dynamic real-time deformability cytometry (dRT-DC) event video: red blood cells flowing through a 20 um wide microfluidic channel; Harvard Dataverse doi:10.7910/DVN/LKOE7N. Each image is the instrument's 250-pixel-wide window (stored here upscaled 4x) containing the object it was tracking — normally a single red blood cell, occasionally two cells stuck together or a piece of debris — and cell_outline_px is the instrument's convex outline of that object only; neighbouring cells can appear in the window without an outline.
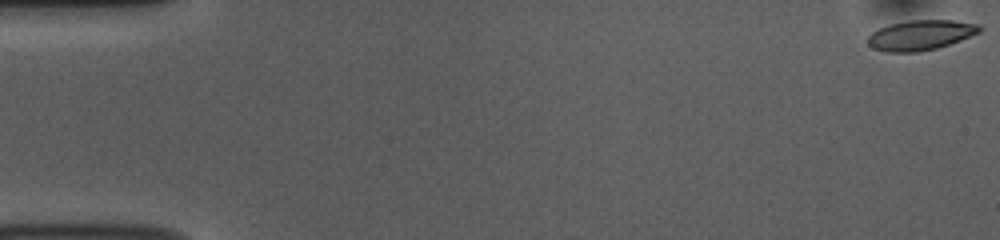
{"species": "common noctule bat (a hibernating species)", "species_latin": "Nyctalus noctula", "temperature_condition": "room temperature", "stored_images_in_passage": 54, "camera_frame_rate_fps": 3000, "um_per_image_px": 0.085, "animal": {"sex": "female", "body_mass_g": 10.0, "forearm_length_mm": 53.1}, "frame": {"image": 1, "passage_image": 1, "time_ms": 0.0, "image_size_px": [1000, 240], "cell_outline_px": [[984, 28], [980, 32], [960, 40], [936, 48], [920, 52], [884, 52], [872, 48], [868, 44], [868, 36], [872, 32], [888, 24], [908, 20], [952, 20], [976, 24]], "centroid_in_image_um": [78.22, 2.98], "position_along_channel_um": 6.8, "area_um2": 19.59}}
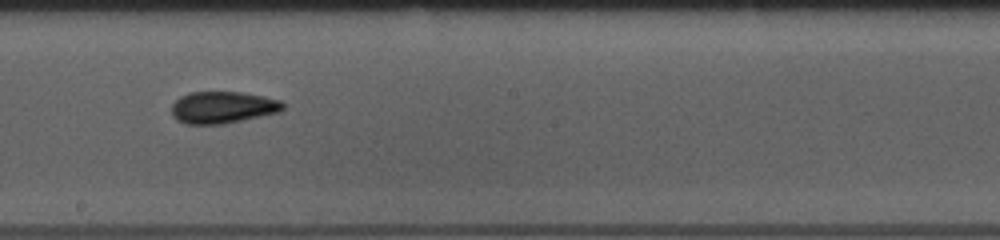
{"frame": {"image": 2, "passage_image": 30, "time_ms": 9.667, "image_size_px": [1000, 240], "cell_outline_px": [[284, 108], [280, 112], [224, 124], [184, 124], [176, 120], [172, 116], [172, 104], [180, 96], [192, 92], [240, 92], [264, 96], [280, 100], [284, 104]], "centroid_in_image_um": [18.92, 9.13], "position_along_channel_um": 229.3, "area_um2": 20.81}}
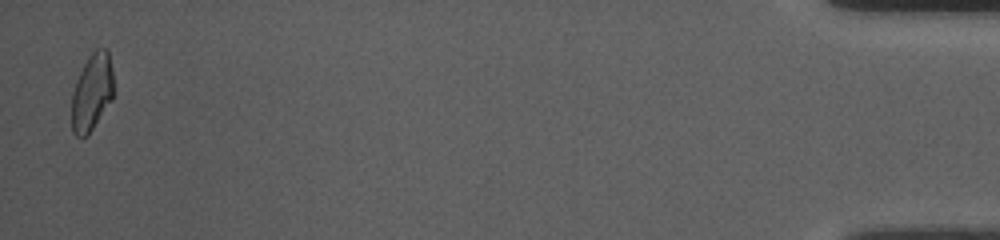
{"frame": {"image": 3, "passage_image": 53, "time_ms": 17.333, "image_size_px": [1000, 240], "cell_outline_px": [[112, 100], [88, 136], [76, 136], [72, 132], [72, 92], [76, 80], [88, 56], [96, 48], [108, 48], [112, 68]], "centroid_in_image_um": [7.81, 7.83], "position_along_channel_um": 427.4, "area_um2": 18.9}, "authors_computed_cell_mechanics": {"area_um2": 19.941, "velocity_mm_per_s": 3.7573, "shape_relaxation_time_tau1_ms": 6.7228, "shape_relaxation_time_tau2_ms": 1.9133, "deformation_change_tau1": 0.1864, "deformation_change_tau2": 0.08}}